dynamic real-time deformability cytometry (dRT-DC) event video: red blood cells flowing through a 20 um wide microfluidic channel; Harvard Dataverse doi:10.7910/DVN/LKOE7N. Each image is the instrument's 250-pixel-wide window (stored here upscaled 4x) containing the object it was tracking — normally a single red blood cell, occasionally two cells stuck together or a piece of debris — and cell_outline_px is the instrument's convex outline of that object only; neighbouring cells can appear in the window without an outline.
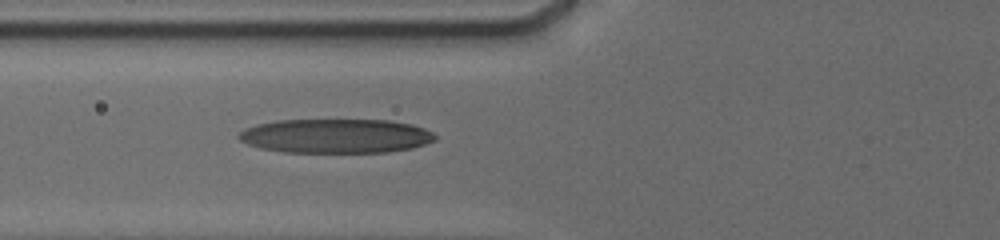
{"species": "human", "species_latin": "Homo sapiens", "temperature_condition": "cold", "stored_images_in_passage": 16, "camera_frame_rate_fps": 3000, "um_per_image_px": 0.085, "donor": {"sex": "male"}, "frame": {"image": 1, "passage_image": 14, "time_ms": 7.667, "image_size_px": [1000, 240], "cell_outline_px": [[436, 140], [412, 148], [388, 152], [284, 152], [260, 148], [248, 144], [240, 140], [236, 136], [244, 128], [256, 124], [276, 120], [388, 120], [412, 124], [424, 128], [432, 132], [436, 136]], "centroid_in_image_um": [28.53, 11.55], "position_along_channel_um": 97.3, "area_um2": 39.3}}
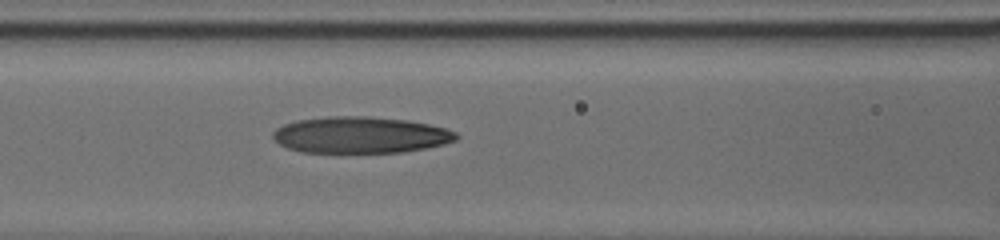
{"frame": {"image": 2, "passage_image": 16, "time_ms": 8.667, "image_size_px": [1000, 240], "cell_outline_px": [[460, 136], [456, 140], [444, 144], [428, 148], [404, 152], [300, 152], [288, 148], [280, 144], [272, 136], [272, 132], [276, 128], [284, 124], [296, 120], [328, 116], [364, 116], [408, 120], [428, 124], [444, 128], [456, 132]], "centroid_in_image_um": [30.64, 11.47], "position_along_channel_um": 136.0, "area_um2": 39.02}}